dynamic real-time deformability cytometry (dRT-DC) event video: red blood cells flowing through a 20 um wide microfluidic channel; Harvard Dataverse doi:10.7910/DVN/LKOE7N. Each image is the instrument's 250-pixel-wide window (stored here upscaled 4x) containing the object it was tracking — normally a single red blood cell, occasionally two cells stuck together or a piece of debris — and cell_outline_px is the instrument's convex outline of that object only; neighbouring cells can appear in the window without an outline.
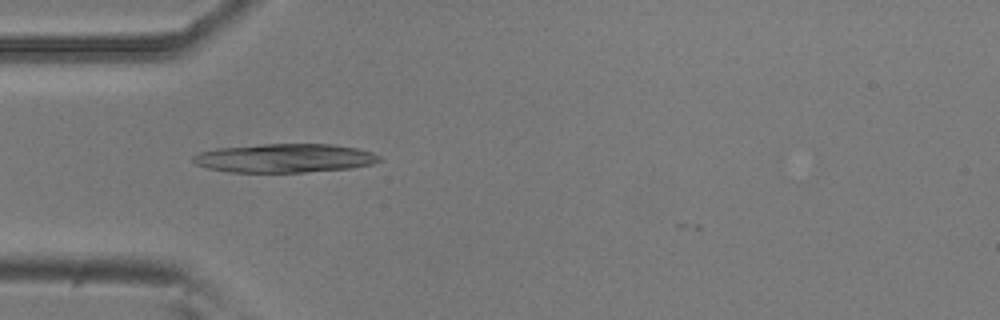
{"species": "common noctule bat (a hibernating species)", "species_latin": "Nyctalus noctula", "temperature_condition": "room temperature", "stored_images_in_passage": 48, "camera_frame_rate_fps": 3000, "um_per_image_px": 0.085, "animal": {"sex": "male", "body_mass_g": 20.5, "forearm_length_mm": 52.5}, "frame": {"image": 1, "passage_image": 15, "time_ms": 4.667, "image_size_px": [1000, 320], "cell_outline_px": [[380, 160], [372, 164], [352, 168], [304, 172], [228, 172], [208, 168], [196, 164], [192, 160], [192, 156], [200, 152], [216, 148], [260, 144], [332, 144], [356, 148], [372, 152], [380, 156]], "centroid_in_image_um": [24.18, 13.44], "position_along_channel_um": 60.8, "area_um2": 31.27}}
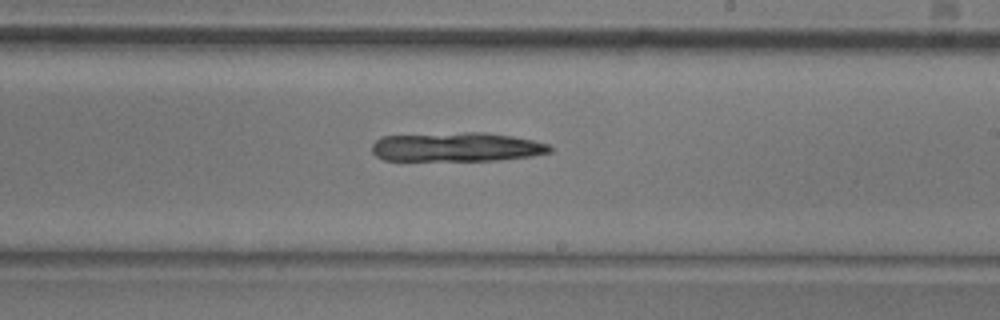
{"frame": {"image": 2, "passage_image": 30, "time_ms": 9.667, "image_size_px": [1000, 320], "cell_outline_px": [[552, 152], [532, 156], [500, 160], [384, 160], [376, 156], [372, 152], [372, 144], [376, 140], [384, 136], [464, 132], [488, 132], [512, 136], [532, 140], [548, 144], [552, 148]], "centroid_in_image_um": [38.84, 12.49], "position_along_channel_um": 250.2, "area_um2": 30.23}}
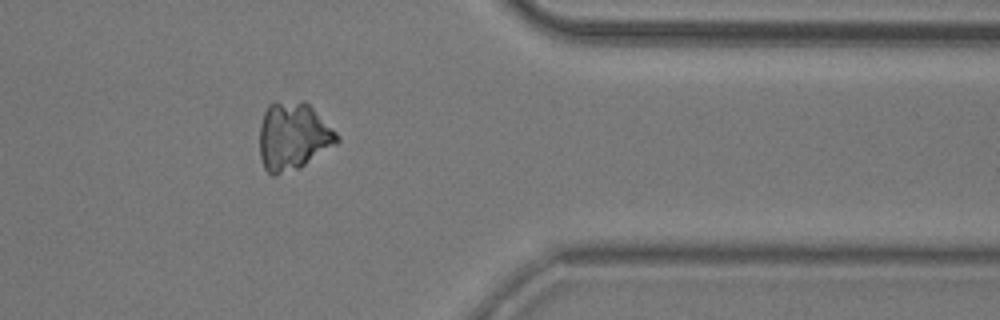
{"frame": {"image": 3, "passage_image": 42, "time_ms": 13.667, "image_size_px": [1000, 320], "cell_outline_px": [[340, 140], [336, 144], [300, 168], [276, 176], [272, 176], [264, 168], [260, 156], [260, 124], [264, 112], [268, 104], [272, 100], [304, 100], [340, 136]], "centroid_in_image_um": [24.89, 11.57], "position_along_channel_um": 386.5, "area_um2": 30.92}}